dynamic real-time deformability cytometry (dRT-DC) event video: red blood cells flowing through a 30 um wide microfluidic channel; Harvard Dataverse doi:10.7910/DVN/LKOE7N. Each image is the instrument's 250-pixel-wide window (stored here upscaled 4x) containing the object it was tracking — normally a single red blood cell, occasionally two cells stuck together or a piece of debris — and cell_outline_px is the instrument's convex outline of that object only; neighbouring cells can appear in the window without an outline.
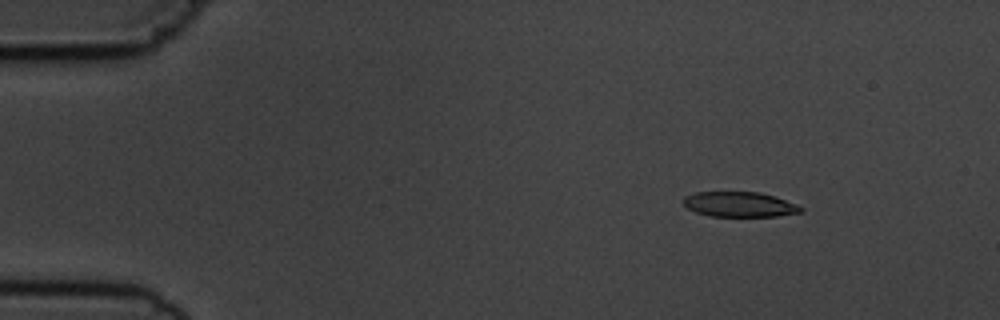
{"species": "common noctule bat (a hibernating species)", "species_latin": "Nyctalus noctula", "temperature_condition": "cold", "stored_images_in_passage": 9, "camera_frame_rate_fps": 3000, "um_per_image_px": 0.085, "animal": {"sex": "male", "body_mass_g": 19.5, "forearm_length_mm": 54.6}, "frame": {"image": 1, "passage_image": 2, "time_ms": 1.333, "image_size_px": [1000, 320], "cell_outline_px": [[804, 212], [776, 216], [708, 216], [696, 212], [688, 208], [684, 204], [684, 196], [696, 192], [760, 192], [776, 196], [796, 204], [804, 208]], "centroid_in_image_um": [62.89, 17.37], "position_along_channel_um": 22.1, "area_um2": 17.22}}
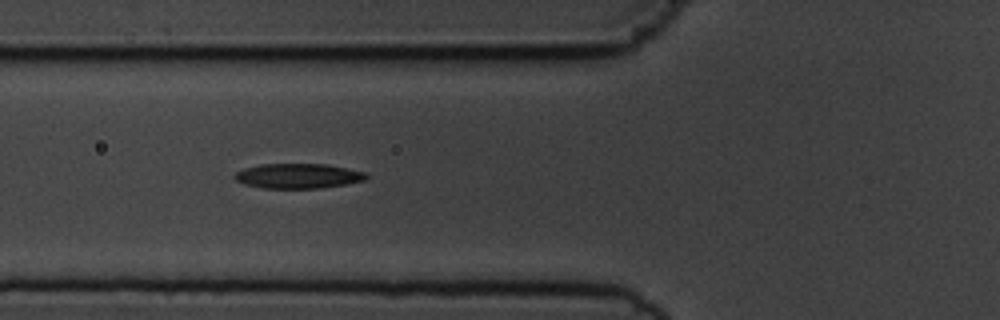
{"frame": {"image": 2, "passage_image": 6, "time_ms": 5.667, "image_size_px": [1000, 320], "cell_outline_px": [[368, 176], [364, 180], [344, 184], [320, 188], [264, 188], [244, 184], [236, 180], [232, 176], [236, 172], [244, 168], [260, 164], [328, 164], [364, 172]], "centroid_in_image_um": [25.29, 14.95], "position_along_channel_um": 100.5, "area_um2": 18.96}}
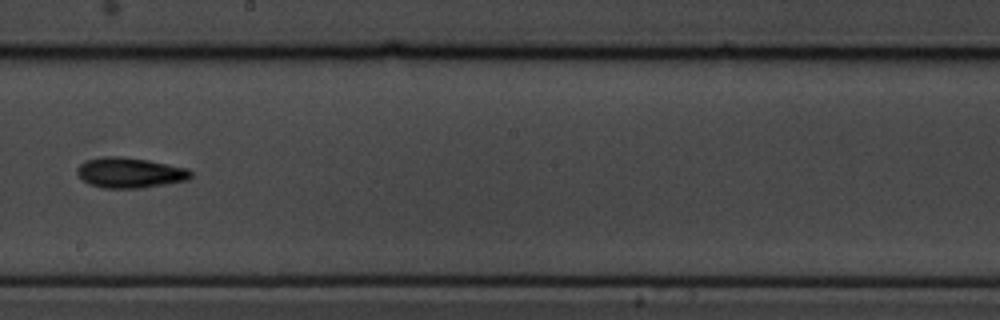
{"frame": {"image": 3, "passage_image": 9, "time_ms": 9.333, "image_size_px": [1000, 320], "cell_outline_px": [[192, 176], [188, 180], [140, 188], [104, 188], [88, 184], [80, 180], [76, 172], [76, 168], [80, 164], [88, 160], [104, 156], [120, 156], [148, 160], [188, 168], [192, 172]], "centroid_in_image_um": [11.01, 14.68], "position_along_channel_um": 237.2, "area_um2": 20.23}}